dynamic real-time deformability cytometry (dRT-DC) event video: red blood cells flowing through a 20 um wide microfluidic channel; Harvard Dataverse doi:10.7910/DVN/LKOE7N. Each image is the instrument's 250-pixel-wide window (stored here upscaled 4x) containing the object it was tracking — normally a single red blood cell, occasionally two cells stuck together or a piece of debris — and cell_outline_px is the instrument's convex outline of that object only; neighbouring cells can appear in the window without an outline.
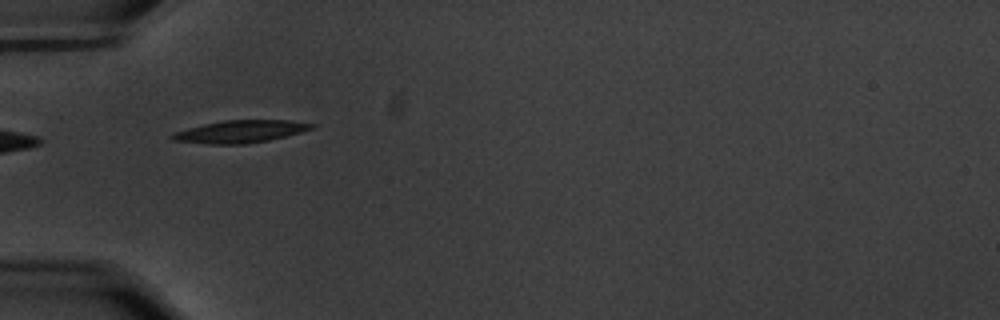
{"species": "common noctule bat (a hibernating species)", "species_latin": "Nyctalus noctula", "temperature_condition": "warm", "stored_images_in_passage": 4, "camera_frame_rate_fps": 3000, "um_per_image_px": 0.085, "animal": {"sex": "male", "body_mass_g": 20.1, "forearm_length_mm": 53.5}, "frame": {"image": 1, "passage_image": 1, "time_ms": 0.0, "image_size_px": [1000, 320], "cell_outline_px": [[316, 128], [268, 140], [248, 144], [208, 144], [172, 140], [168, 136], [172, 132], [204, 124], [224, 120], [288, 120], [316, 124]], "centroid_in_image_um": [20.4, 11.18], "position_along_channel_um": 64.6, "area_um2": 18.26}}